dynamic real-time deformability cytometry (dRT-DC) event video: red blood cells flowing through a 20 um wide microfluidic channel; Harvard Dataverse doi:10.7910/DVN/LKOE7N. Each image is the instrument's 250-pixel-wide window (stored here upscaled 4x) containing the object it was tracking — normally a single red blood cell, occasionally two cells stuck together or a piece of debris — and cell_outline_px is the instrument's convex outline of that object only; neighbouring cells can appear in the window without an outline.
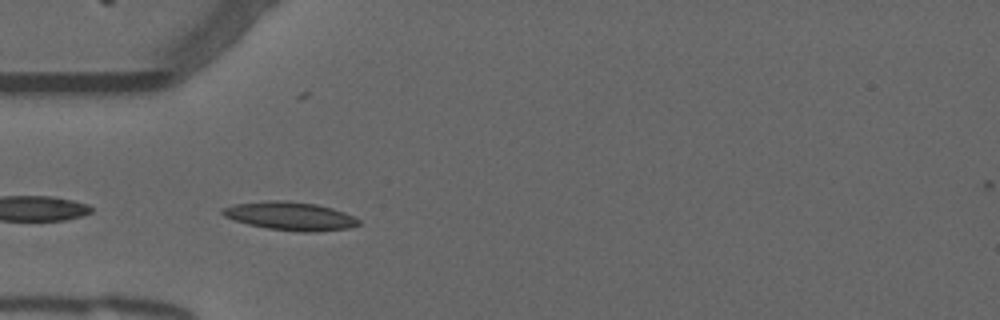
{"species": "common noctule bat (a hibernating species)", "species_latin": "Nyctalus noctula", "temperature_condition": "warm", "stored_images_in_passage": 39, "camera_frame_rate_fps": 3000, "um_per_image_px": 0.085, "animal": {"sex": "male", "forearm_length_mm": 52.5}, "frame": {"image": 1, "passage_image": 2, "time_ms": 0.333, "image_size_px": [1000, 320], "cell_outline_px": [[360, 224], [348, 228], [308, 232], [300, 232], [268, 228], [248, 224], [224, 216], [220, 212], [220, 208], [236, 204], [276, 200], [288, 200], [316, 204], [332, 208], [344, 212], [360, 220]], "centroid_in_image_um": [24.66, 18.36], "position_along_channel_um": 60.3, "area_um2": 22.25}}
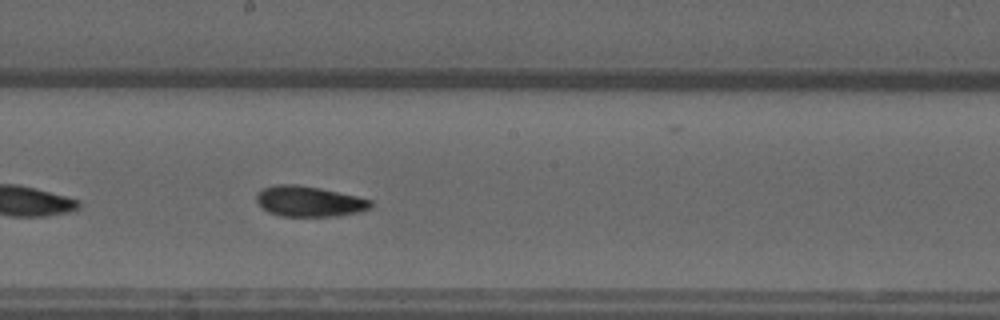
{"frame": {"image": 2, "passage_image": 15, "time_ms": 4.667, "image_size_px": [1000, 320], "cell_outline_px": [[372, 208], [360, 212], [336, 216], [280, 216], [268, 212], [256, 200], [256, 192], [260, 188], [272, 184], [296, 184], [320, 188], [356, 196], [372, 200]], "centroid_in_image_um": [26.25, 17.1], "position_along_channel_um": 221.9, "area_um2": 20.52}}
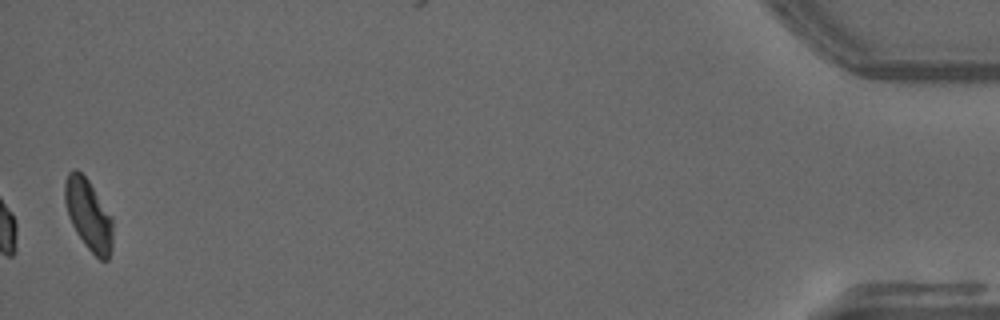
{"frame": {"image": 3, "passage_image": 39, "time_ms": 12.667, "image_size_px": [1000, 320], "cell_outline_px": [[112, 248], [108, 260], [100, 260], [84, 244], [76, 232], [68, 216], [64, 200], [64, 184], [68, 172], [72, 168], [76, 168], [88, 180], [112, 216]], "centroid_in_image_um": [7.51, 18.24], "position_along_channel_um": 427.7, "area_um2": 19.88}, "authors_computed_cell_mechanics": {"area_um2": 19.941, "velocity_mm_per_s": 3.7815, "shape_relaxation_time_tau1_ms": null, "shape_relaxation_time_tau2_ms": 3.8324, "deformation_change_tau1": null, "deformation_change_tau2": 0.1054}}